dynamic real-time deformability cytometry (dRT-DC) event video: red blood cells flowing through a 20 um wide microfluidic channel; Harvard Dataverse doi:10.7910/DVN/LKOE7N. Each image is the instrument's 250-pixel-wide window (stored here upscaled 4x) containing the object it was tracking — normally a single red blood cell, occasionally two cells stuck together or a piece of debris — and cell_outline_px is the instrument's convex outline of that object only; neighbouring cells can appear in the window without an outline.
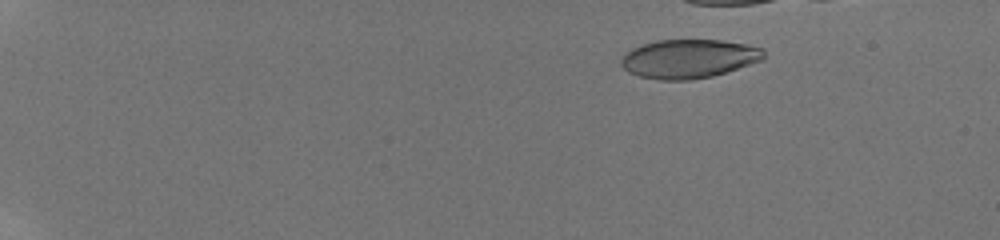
{"species": "human", "species_latin": "Homo sapiens", "temperature_condition": "room temperature", "stored_images_in_passage": 51, "camera_frame_rate_fps": 3000, "um_per_image_px": 0.085, "donor": {"sex": "male"}, "frame": {"image": 1, "passage_image": 11, "time_ms": 3.333, "image_size_px": [1000, 240], "cell_outline_px": [[764, 60], [712, 76], [692, 80], [660, 80], [640, 76], [628, 72], [620, 64], [620, 60], [624, 52], [632, 48], [656, 40], [720, 40], [744, 44], [764, 48]], "centroid_in_image_um": [58.53, 4.99], "position_along_channel_um": 26.5, "area_um2": 32.37}}
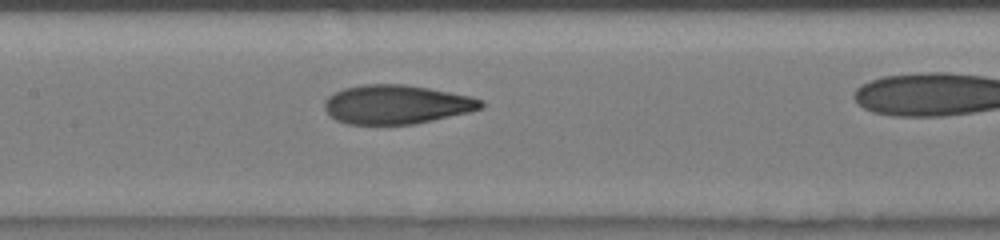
{"frame": {"image": 2, "passage_image": 33, "time_ms": 10.667, "image_size_px": [1000, 240], "cell_outline_px": [[484, 108], [472, 112], [412, 124], [348, 124], [336, 120], [328, 116], [324, 108], [324, 100], [328, 96], [344, 88], [364, 84], [404, 84], [428, 88], [472, 96], [484, 100]], "centroid_in_image_um": [33.72, 8.88], "position_along_channel_um": 173.7, "area_um2": 35.84}}
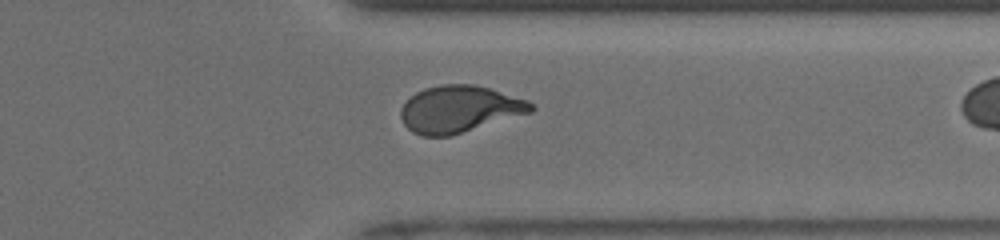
{"frame": {"image": 3, "passage_image": 48, "time_ms": 15.667, "image_size_px": [1000, 240], "cell_outline_px": [[536, 108], [532, 112], [452, 136], [424, 136], [412, 132], [404, 124], [400, 116], [400, 108], [416, 92], [424, 88], [440, 84], [476, 84], [528, 100]], "centroid_in_image_um": [39.06, 9.28], "position_along_channel_um": 372.3, "area_um2": 35.72}}